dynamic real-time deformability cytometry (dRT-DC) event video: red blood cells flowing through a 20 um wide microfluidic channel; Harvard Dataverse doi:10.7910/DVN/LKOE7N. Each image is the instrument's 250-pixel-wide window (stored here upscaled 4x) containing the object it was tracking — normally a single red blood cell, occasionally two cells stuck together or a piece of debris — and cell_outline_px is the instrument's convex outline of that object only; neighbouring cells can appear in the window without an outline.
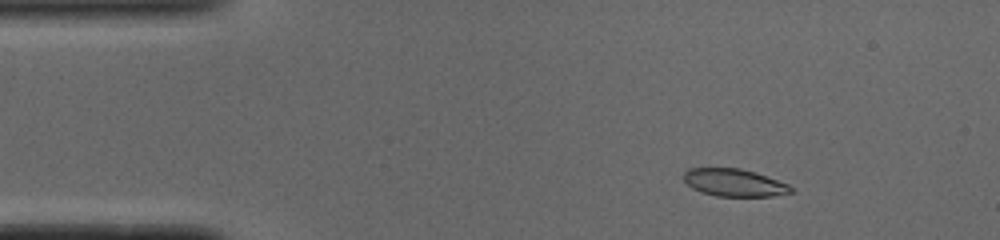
{"species": "common noctule bat (a hibernating species)", "species_latin": "Nyctalus noctula", "temperature_condition": "cold", "stored_images_in_passage": 50, "camera_frame_rate_fps": 3000, "um_per_image_px": 0.085, "animal": {"sex": "male", "body_mass_g": 19.0, "forearm_length_mm": 50.8}, "frame": {"image": 1, "passage_image": 6, "time_ms": 1.667, "image_size_px": [1000, 240], "cell_outline_px": [[796, 192], [772, 196], [716, 196], [700, 192], [692, 188], [684, 180], [684, 172], [688, 168], [740, 168], [756, 172], [788, 184], [796, 188]], "centroid_in_image_um": [62.45, 15.53], "position_along_channel_um": 22.5, "area_um2": 17.4}}
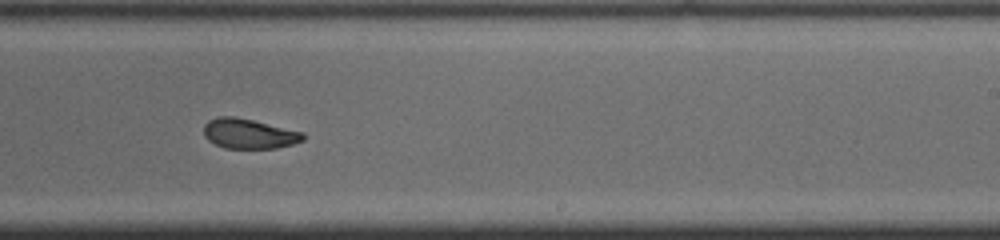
{"frame": {"image": 2, "passage_image": 30, "time_ms": 9.667, "image_size_px": [1000, 240], "cell_outline_px": [[304, 140], [292, 144], [276, 148], [224, 148], [208, 140], [204, 136], [204, 124], [208, 120], [216, 116], [236, 116], [304, 132]], "centroid_in_image_um": [21.14, 11.35], "position_along_channel_um": 267.9, "area_um2": 17.4}}
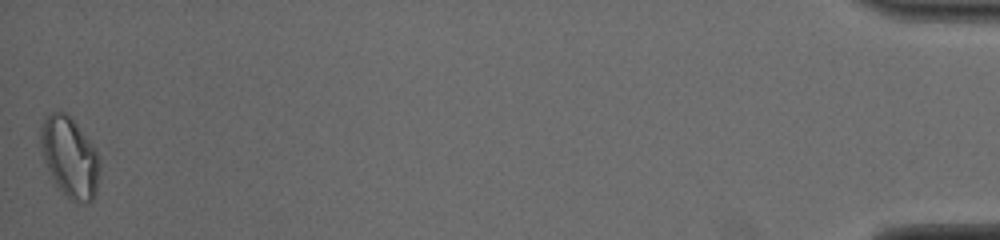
{"frame": {"image": 3, "passage_image": 50, "time_ms": 16.333, "image_size_px": [1000, 240], "cell_outline_px": [[100, 172], [96, 196], [88, 204], [80, 204], [72, 200], [56, 184], [44, 160], [40, 144], [40, 128], [44, 120], [52, 112], [60, 108], [76, 124], [96, 148], [100, 156]], "centroid_in_image_um": [5.97, 13.37], "position_along_channel_um": 429.2, "area_um2": 27.74}, "authors_computed_cell_mechanics": {"area_um2": 18.2648, "velocity_mm_per_s": 3.8911, "shape_relaxation_time_tau1_ms": null, "shape_relaxation_time_tau2_ms": 2.2922, "deformation_change_tau1": null, "deformation_change_tau2": 0.076}}